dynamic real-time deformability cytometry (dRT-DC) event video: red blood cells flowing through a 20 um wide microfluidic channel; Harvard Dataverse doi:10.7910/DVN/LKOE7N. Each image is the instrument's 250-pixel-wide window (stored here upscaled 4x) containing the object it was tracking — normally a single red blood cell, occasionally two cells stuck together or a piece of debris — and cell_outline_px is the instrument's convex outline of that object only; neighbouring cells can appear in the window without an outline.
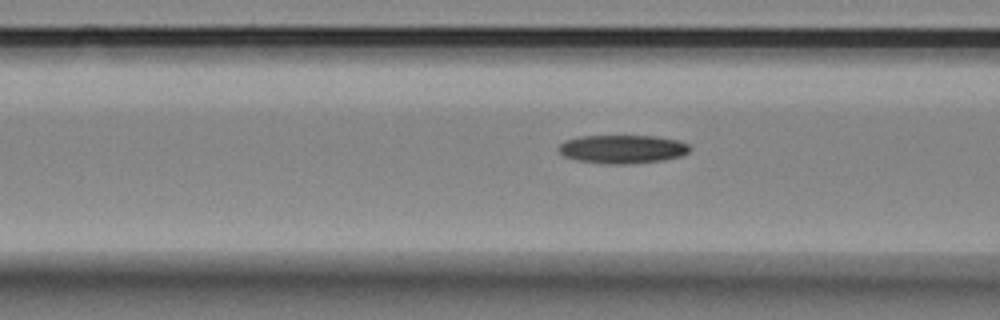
{"species": "Egyptian fruit bat (a non-hibernating species)", "species_latin": "Rousettus aegyptiacus", "temperature_condition": "room temperature", "stored_images_in_passage": 12, "camera_frame_rate_fps": 3000, "um_per_image_px": 0.085, "animal": {"sex": "female"}, "frame": {"image": 1, "passage_image": 10, "time_ms": 3.0, "image_size_px": [1000, 320], "cell_outline_px": [[692, 148], [688, 152], [680, 156], [664, 160], [632, 164], [604, 164], [576, 160], [564, 156], [560, 152], [560, 144], [568, 140], [580, 136], [652, 136], [676, 140], [688, 144]], "centroid_in_image_um": [52.93, 12.69], "position_along_channel_um": 113.7, "area_um2": 21.68}}